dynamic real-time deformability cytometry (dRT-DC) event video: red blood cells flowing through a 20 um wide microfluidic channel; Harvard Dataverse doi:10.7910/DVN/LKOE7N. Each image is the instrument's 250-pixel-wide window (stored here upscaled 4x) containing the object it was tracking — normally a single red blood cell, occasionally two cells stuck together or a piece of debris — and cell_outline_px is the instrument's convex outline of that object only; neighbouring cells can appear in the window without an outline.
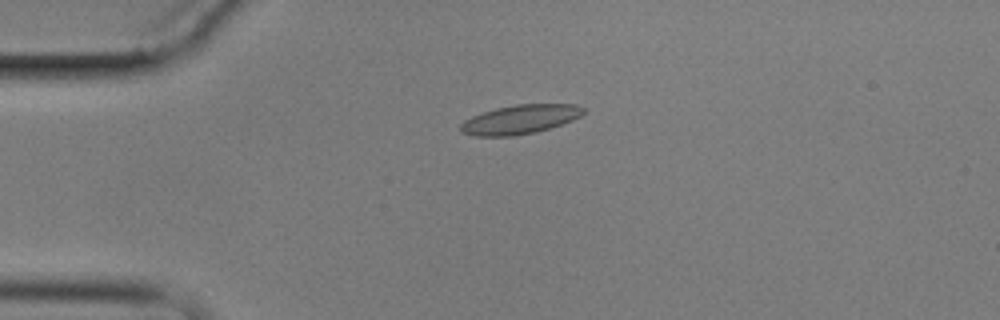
{"species": "common noctule bat (a hibernating species)", "species_latin": "Nyctalus noctula", "temperature_condition": "cold", "stored_images_in_passage": 6, "camera_frame_rate_fps": 3000, "um_per_image_px": 0.085, "animal": {"sex": "male", "body_mass_g": 17.9}, "frame": {"image": 1, "passage_image": 4, "time_ms": 4.333, "image_size_px": [1000, 320], "cell_outline_px": [[584, 112], [580, 116], [572, 120], [536, 132], [512, 136], [476, 136], [460, 132], [460, 124], [464, 120], [472, 116], [496, 108], [516, 104], [576, 104], [584, 108]], "centroid_in_image_um": [44.18, 10.15], "position_along_channel_um": 40.8, "area_um2": 20.69}}
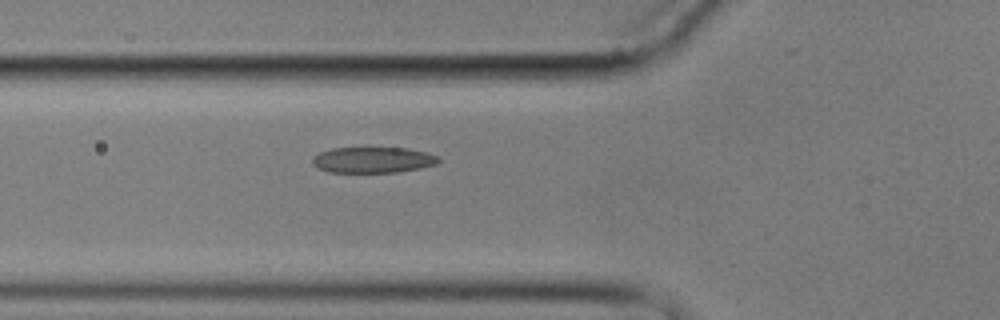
{"frame": {"image": 2, "passage_image": 6, "time_ms": 6.667, "image_size_px": [1000, 320], "cell_outline_px": [[440, 160], [436, 164], [420, 168], [400, 172], [328, 172], [316, 168], [312, 164], [312, 156], [320, 152], [332, 148], [408, 148], [428, 152], [436, 156]], "centroid_in_image_um": [31.67, 13.59], "position_along_channel_um": 94.1, "area_um2": 19.13}}